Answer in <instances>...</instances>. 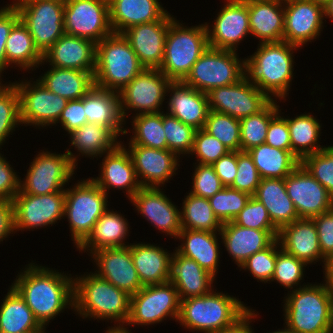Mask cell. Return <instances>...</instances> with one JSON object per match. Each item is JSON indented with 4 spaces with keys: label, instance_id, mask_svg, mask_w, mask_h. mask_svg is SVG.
I'll list each match as a JSON object with an SVG mask.
<instances>
[{
    "label": "cell",
    "instance_id": "cell-1",
    "mask_svg": "<svg viewBox=\"0 0 333 333\" xmlns=\"http://www.w3.org/2000/svg\"><path fill=\"white\" fill-rule=\"evenodd\" d=\"M17 275L12 286L42 326H47L66 308L74 309V278L71 274L32 261Z\"/></svg>",
    "mask_w": 333,
    "mask_h": 333
},
{
    "label": "cell",
    "instance_id": "cell-2",
    "mask_svg": "<svg viewBox=\"0 0 333 333\" xmlns=\"http://www.w3.org/2000/svg\"><path fill=\"white\" fill-rule=\"evenodd\" d=\"M258 45L251 56L245 57L246 76L271 100H286L294 77L293 53L299 47L285 41Z\"/></svg>",
    "mask_w": 333,
    "mask_h": 333
},
{
    "label": "cell",
    "instance_id": "cell-3",
    "mask_svg": "<svg viewBox=\"0 0 333 333\" xmlns=\"http://www.w3.org/2000/svg\"><path fill=\"white\" fill-rule=\"evenodd\" d=\"M77 276L74 277L73 309L76 315L83 319L111 320L114 327L125 326L130 315L131 295L95 273Z\"/></svg>",
    "mask_w": 333,
    "mask_h": 333
},
{
    "label": "cell",
    "instance_id": "cell-4",
    "mask_svg": "<svg viewBox=\"0 0 333 333\" xmlns=\"http://www.w3.org/2000/svg\"><path fill=\"white\" fill-rule=\"evenodd\" d=\"M250 310L239 298L213 288L207 295L181 300L177 322L192 332L217 333L235 325Z\"/></svg>",
    "mask_w": 333,
    "mask_h": 333
},
{
    "label": "cell",
    "instance_id": "cell-5",
    "mask_svg": "<svg viewBox=\"0 0 333 333\" xmlns=\"http://www.w3.org/2000/svg\"><path fill=\"white\" fill-rule=\"evenodd\" d=\"M284 324L296 333H332L333 292L323 282L307 284L284 297Z\"/></svg>",
    "mask_w": 333,
    "mask_h": 333
},
{
    "label": "cell",
    "instance_id": "cell-6",
    "mask_svg": "<svg viewBox=\"0 0 333 333\" xmlns=\"http://www.w3.org/2000/svg\"><path fill=\"white\" fill-rule=\"evenodd\" d=\"M143 69L123 34L112 33L96 44L95 86L118 93Z\"/></svg>",
    "mask_w": 333,
    "mask_h": 333
},
{
    "label": "cell",
    "instance_id": "cell-7",
    "mask_svg": "<svg viewBox=\"0 0 333 333\" xmlns=\"http://www.w3.org/2000/svg\"><path fill=\"white\" fill-rule=\"evenodd\" d=\"M173 17L165 40L160 71L170 81H183L192 66L209 47L205 24L184 26Z\"/></svg>",
    "mask_w": 333,
    "mask_h": 333
},
{
    "label": "cell",
    "instance_id": "cell-8",
    "mask_svg": "<svg viewBox=\"0 0 333 333\" xmlns=\"http://www.w3.org/2000/svg\"><path fill=\"white\" fill-rule=\"evenodd\" d=\"M65 188L64 217L76 247L88 236L98 218L108 209L107 195L91 178Z\"/></svg>",
    "mask_w": 333,
    "mask_h": 333
},
{
    "label": "cell",
    "instance_id": "cell-9",
    "mask_svg": "<svg viewBox=\"0 0 333 333\" xmlns=\"http://www.w3.org/2000/svg\"><path fill=\"white\" fill-rule=\"evenodd\" d=\"M246 75L245 58L235 51L208 47L183 82L200 92L233 85Z\"/></svg>",
    "mask_w": 333,
    "mask_h": 333
},
{
    "label": "cell",
    "instance_id": "cell-10",
    "mask_svg": "<svg viewBox=\"0 0 333 333\" xmlns=\"http://www.w3.org/2000/svg\"><path fill=\"white\" fill-rule=\"evenodd\" d=\"M180 302L178 291L170 281L143 286L131 296L130 315L125 326L154 325L168 317L177 322Z\"/></svg>",
    "mask_w": 333,
    "mask_h": 333
},
{
    "label": "cell",
    "instance_id": "cell-11",
    "mask_svg": "<svg viewBox=\"0 0 333 333\" xmlns=\"http://www.w3.org/2000/svg\"><path fill=\"white\" fill-rule=\"evenodd\" d=\"M41 151L30 163L25 178L20 179L19 190L31 195L64 191L65 184H69L77 167L67 152L57 154Z\"/></svg>",
    "mask_w": 333,
    "mask_h": 333
},
{
    "label": "cell",
    "instance_id": "cell-12",
    "mask_svg": "<svg viewBox=\"0 0 333 333\" xmlns=\"http://www.w3.org/2000/svg\"><path fill=\"white\" fill-rule=\"evenodd\" d=\"M19 95L20 120L25 126H57L68 100L48 90L41 82L20 80L13 82Z\"/></svg>",
    "mask_w": 333,
    "mask_h": 333
},
{
    "label": "cell",
    "instance_id": "cell-13",
    "mask_svg": "<svg viewBox=\"0 0 333 333\" xmlns=\"http://www.w3.org/2000/svg\"><path fill=\"white\" fill-rule=\"evenodd\" d=\"M170 82L159 69L144 68L118 92L120 112L124 122L126 123L125 118L131 110L135 112V116L164 110L162 105L166 100V90Z\"/></svg>",
    "mask_w": 333,
    "mask_h": 333
},
{
    "label": "cell",
    "instance_id": "cell-14",
    "mask_svg": "<svg viewBox=\"0 0 333 333\" xmlns=\"http://www.w3.org/2000/svg\"><path fill=\"white\" fill-rule=\"evenodd\" d=\"M65 34L100 42L113 33L108 0H67L64 6Z\"/></svg>",
    "mask_w": 333,
    "mask_h": 333
},
{
    "label": "cell",
    "instance_id": "cell-15",
    "mask_svg": "<svg viewBox=\"0 0 333 333\" xmlns=\"http://www.w3.org/2000/svg\"><path fill=\"white\" fill-rule=\"evenodd\" d=\"M11 5L17 8L21 21L27 26L35 47L42 55L65 34V3L43 0Z\"/></svg>",
    "mask_w": 333,
    "mask_h": 333
},
{
    "label": "cell",
    "instance_id": "cell-16",
    "mask_svg": "<svg viewBox=\"0 0 333 333\" xmlns=\"http://www.w3.org/2000/svg\"><path fill=\"white\" fill-rule=\"evenodd\" d=\"M12 203L15 233L37 230L65 219V190L48 195L25 194L19 190Z\"/></svg>",
    "mask_w": 333,
    "mask_h": 333
},
{
    "label": "cell",
    "instance_id": "cell-17",
    "mask_svg": "<svg viewBox=\"0 0 333 333\" xmlns=\"http://www.w3.org/2000/svg\"><path fill=\"white\" fill-rule=\"evenodd\" d=\"M206 94L210 110L239 120L258 113L271 101L246 75L233 85L216 87Z\"/></svg>",
    "mask_w": 333,
    "mask_h": 333
},
{
    "label": "cell",
    "instance_id": "cell-18",
    "mask_svg": "<svg viewBox=\"0 0 333 333\" xmlns=\"http://www.w3.org/2000/svg\"><path fill=\"white\" fill-rule=\"evenodd\" d=\"M285 186L299 219H312L333 208V196L301 163L285 177Z\"/></svg>",
    "mask_w": 333,
    "mask_h": 333
},
{
    "label": "cell",
    "instance_id": "cell-19",
    "mask_svg": "<svg viewBox=\"0 0 333 333\" xmlns=\"http://www.w3.org/2000/svg\"><path fill=\"white\" fill-rule=\"evenodd\" d=\"M212 25L204 22L209 47L237 52L238 44L250 33L248 2L224 1Z\"/></svg>",
    "mask_w": 333,
    "mask_h": 333
},
{
    "label": "cell",
    "instance_id": "cell-20",
    "mask_svg": "<svg viewBox=\"0 0 333 333\" xmlns=\"http://www.w3.org/2000/svg\"><path fill=\"white\" fill-rule=\"evenodd\" d=\"M323 20V5L313 0L284 1L283 41L301 49L321 35Z\"/></svg>",
    "mask_w": 333,
    "mask_h": 333
},
{
    "label": "cell",
    "instance_id": "cell-21",
    "mask_svg": "<svg viewBox=\"0 0 333 333\" xmlns=\"http://www.w3.org/2000/svg\"><path fill=\"white\" fill-rule=\"evenodd\" d=\"M161 188L141 187L130 199L134 209L140 213L147 222L177 240L181 231L180 209L171 202Z\"/></svg>",
    "mask_w": 333,
    "mask_h": 333
},
{
    "label": "cell",
    "instance_id": "cell-22",
    "mask_svg": "<svg viewBox=\"0 0 333 333\" xmlns=\"http://www.w3.org/2000/svg\"><path fill=\"white\" fill-rule=\"evenodd\" d=\"M134 163L136 177L141 187H164L173 179L181 162L179 157L168 149H155L139 145H129L127 149ZM164 184V185H163Z\"/></svg>",
    "mask_w": 333,
    "mask_h": 333
},
{
    "label": "cell",
    "instance_id": "cell-23",
    "mask_svg": "<svg viewBox=\"0 0 333 333\" xmlns=\"http://www.w3.org/2000/svg\"><path fill=\"white\" fill-rule=\"evenodd\" d=\"M173 17L167 12L158 21L132 26L122 33L144 68L160 69L169 23Z\"/></svg>",
    "mask_w": 333,
    "mask_h": 333
},
{
    "label": "cell",
    "instance_id": "cell-24",
    "mask_svg": "<svg viewBox=\"0 0 333 333\" xmlns=\"http://www.w3.org/2000/svg\"><path fill=\"white\" fill-rule=\"evenodd\" d=\"M96 265L95 273L120 290L134 295L142 287L130 252V245L120 248H103L90 255Z\"/></svg>",
    "mask_w": 333,
    "mask_h": 333
},
{
    "label": "cell",
    "instance_id": "cell-25",
    "mask_svg": "<svg viewBox=\"0 0 333 333\" xmlns=\"http://www.w3.org/2000/svg\"><path fill=\"white\" fill-rule=\"evenodd\" d=\"M121 141L113 150L106 152L100 164L98 177L91 179L108 195L109 189L125 190L130 200L141 188L136 177L134 163L127 146ZM101 174V175H100Z\"/></svg>",
    "mask_w": 333,
    "mask_h": 333
},
{
    "label": "cell",
    "instance_id": "cell-26",
    "mask_svg": "<svg viewBox=\"0 0 333 333\" xmlns=\"http://www.w3.org/2000/svg\"><path fill=\"white\" fill-rule=\"evenodd\" d=\"M45 63L51 67L81 70L94 74L96 43L64 34L43 54L41 66Z\"/></svg>",
    "mask_w": 333,
    "mask_h": 333
},
{
    "label": "cell",
    "instance_id": "cell-27",
    "mask_svg": "<svg viewBox=\"0 0 333 333\" xmlns=\"http://www.w3.org/2000/svg\"><path fill=\"white\" fill-rule=\"evenodd\" d=\"M167 112L184 124L203 129L210 111L206 93L185 84L183 81H171L166 90Z\"/></svg>",
    "mask_w": 333,
    "mask_h": 333
},
{
    "label": "cell",
    "instance_id": "cell-28",
    "mask_svg": "<svg viewBox=\"0 0 333 333\" xmlns=\"http://www.w3.org/2000/svg\"><path fill=\"white\" fill-rule=\"evenodd\" d=\"M279 230H257L234 224L232 221L222 223L220 237L223 245L240 268L256 252L269 247L277 238Z\"/></svg>",
    "mask_w": 333,
    "mask_h": 333
},
{
    "label": "cell",
    "instance_id": "cell-29",
    "mask_svg": "<svg viewBox=\"0 0 333 333\" xmlns=\"http://www.w3.org/2000/svg\"><path fill=\"white\" fill-rule=\"evenodd\" d=\"M277 239L285 252L306 264L321 260L325 264L326 259L322 256L317 228L312 219H298L284 226Z\"/></svg>",
    "mask_w": 333,
    "mask_h": 333
},
{
    "label": "cell",
    "instance_id": "cell-30",
    "mask_svg": "<svg viewBox=\"0 0 333 333\" xmlns=\"http://www.w3.org/2000/svg\"><path fill=\"white\" fill-rule=\"evenodd\" d=\"M87 123L107 127L117 138L130 131L124 128L120 112L119 94L94 86L82 97Z\"/></svg>",
    "mask_w": 333,
    "mask_h": 333
},
{
    "label": "cell",
    "instance_id": "cell-31",
    "mask_svg": "<svg viewBox=\"0 0 333 333\" xmlns=\"http://www.w3.org/2000/svg\"><path fill=\"white\" fill-rule=\"evenodd\" d=\"M215 279L195 260L182 256L176 250L173 252L170 282L176 287L180 300L207 295L213 290Z\"/></svg>",
    "mask_w": 333,
    "mask_h": 333
},
{
    "label": "cell",
    "instance_id": "cell-32",
    "mask_svg": "<svg viewBox=\"0 0 333 333\" xmlns=\"http://www.w3.org/2000/svg\"><path fill=\"white\" fill-rule=\"evenodd\" d=\"M113 209H107L97 220L88 236L77 246L80 252L90 255L103 248H120L130 244L125 242L129 234L128 220ZM127 243V244H126Z\"/></svg>",
    "mask_w": 333,
    "mask_h": 333
},
{
    "label": "cell",
    "instance_id": "cell-33",
    "mask_svg": "<svg viewBox=\"0 0 333 333\" xmlns=\"http://www.w3.org/2000/svg\"><path fill=\"white\" fill-rule=\"evenodd\" d=\"M130 252L143 286L170 281L172 253L151 243H130Z\"/></svg>",
    "mask_w": 333,
    "mask_h": 333
},
{
    "label": "cell",
    "instance_id": "cell-34",
    "mask_svg": "<svg viewBox=\"0 0 333 333\" xmlns=\"http://www.w3.org/2000/svg\"><path fill=\"white\" fill-rule=\"evenodd\" d=\"M159 0H108L109 19L113 33L160 20L167 10Z\"/></svg>",
    "mask_w": 333,
    "mask_h": 333
},
{
    "label": "cell",
    "instance_id": "cell-35",
    "mask_svg": "<svg viewBox=\"0 0 333 333\" xmlns=\"http://www.w3.org/2000/svg\"><path fill=\"white\" fill-rule=\"evenodd\" d=\"M249 25L252 36L260 43L283 41L284 2L255 0L248 2Z\"/></svg>",
    "mask_w": 333,
    "mask_h": 333
},
{
    "label": "cell",
    "instance_id": "cell-36",
    "mask_svg": "<svg viewBox=\"0 0 333 333\" xmlns=\"http://www.w3.org/2000/svg\"><path fill=\"white\" fill-rule=\"evenodd\" d=\"M218 235L220 236V232L181 229L177 239L182 243L176 247V251L182 256L195 260L216 278L220 264Z\"/></svg>",
    "mask_w": 333,
    "mask_h": 333
},
{
    "label": "cell",
    "instance_id": "cell-37",
    "mask_svg": "<svg viewBox=\"0 0 333 333\" xmlns=\"http://www.w3.org/2000/svg\"><path fill=\"white\" fill-rule=\"evenodd\" d=\"M253 197L264 205L272 223L279 231L299 219L287 194L285 178L261 179Z\"/></svg>",
    "mask_w": 333,
    "mask_h": 333
},
{
    "label": "cell",
    "instance_id": "cell-38",
    "mask_svg": "<svg viewBox=\"0 0 333 333\" xmlns=\"http://www.w3.org/2000/svg\"><path fill=\"white\" fill-rule=\"evenodd\" d=\"M70 135V136H69ZM70 146L79 152L76 155L67 149L66 152L72 163L78 168V156L89 158L102 157L106 152L113 150L121 141L107 128L94 123H86L68 134ZM81 153V154H80ZM79 154V155H78Z\"/></svg>",
    "mask_w": 333,
    "mask_h": 333
},
{
    "label": "cell",
    "instance_id": "cell-39",
    "mask_svg": "<svg viewBox=\"0 0 333 333\" xmlns=\"http://www.w3.org/2000/svg\"><path fill=\"white\" fill-rule=\"evenodd\" d=\"M49 67L37 80L48 90L67 100L81 99L95 86L92 72Z\"/></svg>",
    "mask_w": 333,
    "mask_h": 333
},
{
    "label": "cell",
    "instance_id": "cell-40",
    "mask_svg": "<svg viewBox=\"0 0 333 333\" xmlns=\"http://www.w3.org/2000/svg\"><path fill=\"white\" fill-rule=\"evenodd\" d=\"M2 301L0 333H30L42 327L23 297L12 285Z\"/></svg>",
    "mask_w": 333,
    "mask_h": 333
},
{
    "label": "cell",
    "instance_id": "cell-41",
    "mask_svg": "<svg viewBox=\"0 0 333 333\" xmlns=\"http://www.w3.org/2000/svg\"><path fill=\"white\" fill-rule=\"evenodd\" d=\"M5 54L7 68L15 65L14 67L21 70L30 71L32 69L31 71H33L43 61V55L35 47L33 38L21 19L14 25L6 40Z\"/></svg>",
    "mask_w": 333,
    "mask_h": 333
},
{
    "label": "cell",
    "instance_id": "cell-42",
    "mask_svg": "<svg viewBox=\"0 0 333 333\" xmlns=\"http://www.w3.org/2000/svg\"><path fill=\"white\" fill-rule=\"evenodd\" d=\"M253 158L261 179L285 178L301 161L291 150H282L263 143L247 151Z\"/></svg>",
    "mask_w": 333,
    "mask_h": 333
},
{
    "label": "cell",
    "instance_id": "cell-43",
    "mask_svg": "<svg viewBox=\"0 0 333 333\" xmlns=\"http://www.w3.org/2000/svg\"><path fill=\"white\" fill-rule=\"evenodd\" d=\"M286 120L290 131L291 151L300 161L326 147L319 145L322 125L311 113Z\"/></svg>",
    "mask_w": 333,
    "mask_h": 333
},
{
    "label": "cell",
    "instance_id": "cell-44",
    "mask_svg": "<svg viewBox=\"0 0 333 333\" xmlns=\"http://www.w3.org/2000/svg\"><path fill=\"white\" fill-rule=\"evenodd\" d=\"M180 209L182 229L220 232L222 223L213 213L209 199L187 193Z\"/></svg>",
    "mask_w": 333,
    "mask_h": 333
},
{
    "label": "cell",
    "instance_id": "cell-45",
    "mask_svg": "<svg viewBox=\"0 0 333 333\" xmlns=\"http://www.w3.org/2000/svg\"><path fill=\"white\" fill-rule=\"evenodd\" d=\"M132 135L128 145H139L155 149H167L163 129V111L132 116Z\"/></svg>",
    "mask_w": 333,
    "mask_h": 333
},
{
    "label": "cell",
    "instance_id": "cell-46",
    "mask_svg": "<svg viewBox=\"0 0 333 333\" xmlns=\"http://www.w3.org/2000/svg\"><path fill=\"white\" fill-rule=\"evenodd\" d=\"M277 101L272 99L261 111L240 120L241 151L247 152L265 143L269 123L280 111Z\"/></svg>",
    "mask_w": 333,
    "mask_h": 333
},
{
    "label": "cell",
    "instance_id": "cell-47",
    "mask_svg": "<svg viewBox=\"0 0 333 333\" xmlns=\"http://www.w3.org/2000/svg\"><path fill=\"white\" fill-rule=\"evenodd\" d=\"M203 129L217 138L230 151H241L239 119L210 110Z\"/></svg>",
    "mask_w": 333,
    "mask_h": 333
},
{
    "label": "cell",
    "instance_id": "cell-48",
    "mask_svg": "<svg viewBox=\"0 0 333 333\" xmlns=\"http://www.w3.org/2000/svg\"><path fill=\"white\" fill-rule=\"evenodd\" d=\"M19 125L21 120L18 91L13 83L6 82L0 87V150Z\"/></svg>",
    "mask_w": 333,
    "mask_h": 333
},
{
    "label": "cell",
    "instance_id": "cell-49",
    "mask_svg": "<svg viewBox=\"0 0 333 333\" xmlns=\"http://www.w3.org/2000/svg\"><path fill=\"white\" fill-rule=\"evenodd\" d=\"M163 129L167 141V149L174 152L178 157L190 156L196 129L190 125L184 124L176 117L164 113L163 111ZM184 156H183V155Z\"/></svg>",
    "mask_w": 333,
    "mask_h": 333
},
{
    "label": "cell",
    "instance_id": "cell-50",
    "mask_svg": "<svg viewBox=\"0 0 333 333\" xmlns=\"http://www.w3.org/2000/svg\"><path fill=\"white\" fill-rule=\"evenodd\" d=\"M250 198V194L228 186L210 197L209 202L215 216L225 223L233 221Z\"/></svg>",
    "mask_w": 333,
    "mask_h": 333
},
{
    "label": "cell",
    "instance_id": "cell-51",
    "mask_svg": "<svg viewBox=\"0 0 333 333\" xmlns=\"http://www.w3.org/2000/svg\"><path fill=\"white\" fill-rule=\"evenodd\" d=\"M306 266L308 265L305 262L281 249L277 253L275 271L271 282L276 281L286 289H290V291L306 286L307 284H302V286L300 284V281L304 278V267Z\"/></svg>",
    "mask_w": 333,
    "mask_h": 333
},
{
    "label": "cell",
    "instance_id": "cell-52",
    "mask_svg": "<svg viewBox=\"0 0 333 333\" xmlns=\"http://www.w3.org/2000/svg\"><path fill=\"white\" fill-rule=\"evenodd\" d=\"M279 240L276 239L269 247L250 256L240 270H247L259 282L271 283L275 271L277 253L281 250ZM269 281V282H268Z\"/></svg>",
    "mask_w": 333,
    "mask_h": 333
},
{
    "label": "cell",
    "instance_id": "cell-53",
    "mask_svg": "<svg viewBox=\"0 0 333 333\" xmlns=\"http://www.w3.org/2000/svg\"><path fill=\"white\" fill-rule=\"evenodd\" d=\"M301 164L333 196V146L306 156Z\"/></svg>",
    "mask_w": 333,
    "mask_h": 333
},
{
    "label": "cell",
    "instance_id": "cell-54",
    "mask_svg": "<svg viewBox=\"0 0 333 333\" xmlns=\"http://www.w3.org/2000/svg\"><path fill=\"white\" fill-rule=\"evenodd\" d=\"M228 152L230 150L225 145L204 129L196 130L190 155L196 156L198 164L212 165Z\"/></svg>",
    "mask_w": 333,
    "mask_h": 333
},
{
    "label": "cell",
    "instance_id": "cell-55",
    "mask_svg": "<svg viewBox=\"0 0 333 333\" xmlns=\"http://www.w3.org/2000/svg\"><path fill=\"white\" fill-rule=\"evenodd\" d=\"M232 222L242 227L257 230H278L272 223L267 209L253 196Z\"/></svg>",
    "mask_w": 333,
    "mask_h": 333
},
{
    "label": "cell",
    "instance_id": "cell-56",
    "mask_svg": "<svg viewBox=\"0 0 333 333\" xmlns=\"http://www.w3.org/2000/svg\"><path fill=\"white\" fill-rule=\"evenodd\" d=\"M261 177L248 152L237 151V174L231 188L253 196L260 184Z\"/></svg>",
    "mask_w": 333,
    "mask_h": 333
},
{
    "label": "cell",
    "instance_id": "cell-57",
    "mask_svg": "<svg viewBox=\"0 0 333 333\" xmlns=\"http://www.w3.org/2000/svg\"><path fill=\"white\" fill-rule=\"evenodd\" d=\"M194 165L192 189L189 193L209 199L225 187L216 175L212 165H203L196 162Z\"/></svg>",
    "mask_w": 333,
    "mask_h": 333
},
{
    "label": "cell",
    "instance_id": "cell-58",
    "mask_svg": "<svg viewBox=\"0 0 333 333\" xmlns=\"http://www.w3.org/2000/svg\"><path fill=\"white\" fill-rule=\"evenodd\" d=\"M20 20V15L16 7L7 4L0 8V74L7 69V59L5 54L6 40L14 25Z\"/></svg>",
    "mask_w": 333,
    "mask_h": 333
},
{
    "label": "cell",
    "instance_id": "cell-59",
    "mask_svg": "<svg viewBox=\"0 0 333 333\" xmlns=\"http://www.w3.org/2000/svg\"><path fill=\"white\" fill-rule=\"evenodd\" d=\"M280 111L271 119L265 143L272 147L291 150L290 131L285 116H280Z\"/></svg>",
    "mask_w": 333,
    "mask_h": 333
},
{
    "label": "cell",
    "instance_id": "cell-60",
    "mask_svg": "<svg viewBox=\"0 0 333 333\" xmlns=\"http://www.w3.org/2000/svg\"><path fill=\"white\" fill-rule=\"evenodd\" d=\"M312 220L317 228L322 256L327 259L333 255V208Z\"/></svg>",
    "mask_w": 333,
    "mask_h": 333
},
{
    "label": "cell",
    "instance_id": "cell-61",
    "mask_svg": "<svg viewBox=\"0 0 333 333\" xmlns=\"http://www.w3.org/2000/svg\"><path fill=\"white\" fill-rule=\"evenodd\" d=\"M15 171L0 153V200L12 201L19 192L21 177Z\"/></svg>",
    "mask_w": 333,
    "mask_h": 333
},
{
    "label": "cell",
    "instance_id": "cell-62",
    "mask_svg": "<svg viewBox=\"0 0 333 333\" xmlns=\"http://www.w3.org/2000/svg\"><path fill=\"white\" fill-rule=\"evenodd\" d=\"M57 123H60L62 129L68 134L73 130L80 128L87 123L85 110L81 99L68 100L66 107Z\"/></svg>",
    "mask_w": 333,
    "mask_h": 333
},
{
    "label": "cell",
    "instance_id": "cell-63",
    "mask_svg": "<svg viewBox=\"0 0 333 333\" xmlns=\"http://www.w3.org/2000/svg\"><path fill=\"white\" fill-rule=\"evenodd\" d=\"M212 166L225 187L231 186L237 174V151H230Z\"/></svg>",
    "mask_w": 333,
    "mask_h": 333
},
{
    "label": "cell",
    "instance_id": "cell-64",
    "mask_svg": "<svg viewBox=\"0 0 333 333\" xmlns=\"http://www.w3.org/2000/svg\"><path fill=\"white\" fill-rule=\"evenodd\" d=\"M13 233L15 234L13 203L10 200H0V242Z\"/></svg>",
    "mask_w": 333,
    "mask_h": 333
},
{
    "label": "cell",
    "instance_id": "cell-65",
    "mask_svg": "<svg viewBox=\"0 0 333 333\" xmlns=\"http://www.w3.org/2000/svg\"><path fill=\"white\" fill-rule=\"evenodd\" d=\"M259 313L255 312L254 309H251L243 318H241L235 325L223 329L217 333H254L253 329L251 328V322L255 320ZM254 319V320H253Z\"/></svg>",
    "mask_w": 333,
    "mask_h": 333
},
{
    "label": "cell",
    "instance_id": "cell-66",
    "mask_svg": "<svg viewBox=\"0 0 333 333\" xmlns=\"http://www.w3.org/2000/svg\"><path fill=\"white\" fill-rule=\"evenodd\" d=\"M324 273V283L333 292V255L325 260L324 266H322Z\"/></svg>",
    "mask_w": 333,
    "mask_h": 333
},
{
    "label": "cell",
    "instance_id": "cell-67",
    "mask_svg": "<svg viewBox=\"0 0 333 333\" xmlns=\"http://www.w3.org/2000/svg\"><path fill=\"white\" fill-rule=\"evenodd\" d=\"M324 18H330L333 21V0H328L323 5Z\"/></svg>",
    "mask_w": 333,
    "mask_h": 333
},
{
    "label": "cell",
    "instance_id": "cell-68",
    "mask_svg": "<svg viewBox=\"0 0 333 333\" xmlns=\"http://www.w3.org/2000/svg\"><path fill=\"white\" fill-rule=\"evenodd\" d=\"M128 327L125 326H109L108 330L105 331L106 333H132L131 330L127 329Z\"/></svg>",
    "mask_w": 333,
    "mask_h": 333
},
{
    "label": "cell",
    "instance_id": "cell-69",
    "mask_svg": "<svg viewBox=\"0 0 333 333\" xmlns=\"http://www.w3.org/2000/svg\"><path fill=\"white\" fill-rule=\"evenodd\" d=\"M35 1H43V0H14L12 1V4H27V3H32ZM47 1H55L59 3H66L67 0H47Z\"/></svg>",
    "mask_w": 333,
    "mask_h": 333
},
{
    "label": "cell",
    "instance_id": "cell-70",
    "mask_svg": "<svg viewBox=\"0 0 333 333\" xmlns=\"http://www.w3.org/2000/svg\"><path fill=\"white\" fill-rule=\"evenodd\" d=\"M270 333H296L290 329H288L286 326H284V329H278L276 331L270 332Z\"/></svg>",
    "mask_w": 333,
    "mask_h": 333
},
{
    "label": "cell",
    "instance_id": "cell-71",
    "mask_svg": "<svg viewBox=\"0 0 333 333\" xmlns=\"http://www.w3.org/2000/svg\"><path fill=\"white\" fill-rule=\"evenodd\" d=\"M45 328H46V326H42L41 328H39V329H37L35 331H32L30 333H46L45 332V330H46Z\"/></svg>",
    "mask_w": 333,
    "mask_h": 333
},
{
    "label": "cell",
    "instance_id": "cell-72",
    "mask_svg": "<svg viewBox=\"0 0 333 333\" xmlns=\"http://www.w3.org/2000/svg\"><path fill=\"white\" fill-rule=\"evenodd\" d=\"M314 2L324 5L328 0H313Z\"/></svg>",
    "mask_w": 333,
    "mask_h": 333
},
{
    "label": "cell",
    "instance_id": "cell-73",
    "mask_svg": "<svg viewBox=\"0 0 333 333\" xmlns=\"http://www.w3.org/2000/svg\"><path fill=\"white\" fill-rule=\"evenodd\" d=\"M234 1H238V2H245V3H247V2H250V1H255V0H234Z\"/></svg>",
    "mask_w": 333,
    "mask_h": 333
},
{
    "label": "cell",
    "instance_id": "cell-74",
    "mask_svg": "<svg viewBox=\"0 0 333 333\" xmlns=\"http://www.w3.org/2000/svg\"><path fill=\"white\" fill-rule=\"evenodd\" d=\"M332 333H333V303H332Z\"/></svg>",
    "mask_w": 333,
    "mask_h": 333
},
{
    "label": "cell",
    "instance_id": "cell-75",
    "mask_svg": "<svg viewBox=\"0 0 333 333\" xmlns=\"http://www.w3.org/2000/svg\"><path fill=\"white\" fill-rule=\"evenodd\" d=\"M1 76H3V75L0 74V87L3 85L2 81H1L2 80Z\"/></svg>",
    "mask_w": 333,
    "mask_h": 333
}]
</instances>
